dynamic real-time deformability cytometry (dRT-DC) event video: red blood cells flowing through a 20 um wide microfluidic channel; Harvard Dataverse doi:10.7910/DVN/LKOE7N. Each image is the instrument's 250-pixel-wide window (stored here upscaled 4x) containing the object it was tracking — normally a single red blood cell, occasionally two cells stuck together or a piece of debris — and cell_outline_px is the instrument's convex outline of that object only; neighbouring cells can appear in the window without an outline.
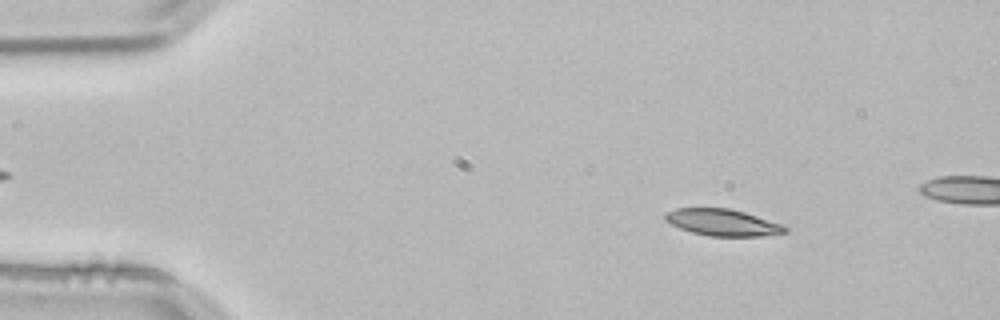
{"species": "common noctule bat (a hibernating species)", "species_latin": "Nyctalus noctula", "temperature_condition": "room temperature", "stored_images_in_passage": 53, "camera_frame_rate_fps": 3000, "um_per_image_px": 0.085, "animal": {"sex": "male", "body_mass_g": 21.5, "forearm_length_mm": 52.0}, "frame": {"image": 1, "passage_image": 7, "time_ms": 2.0, "image_size_px": [1000, 320], "cell_outline_px": [[788, 232], [760, 236], [708, 236], [692, 232], [680, 228], [664, 220], [664, 212], [676, 208], [728, 208], [744, 212], [784, 224], [788, 228]], "centroid_in_image_um": [61.42, 18.9], "position_along_channel_um": 23.6, "area_um2": 18.73}}
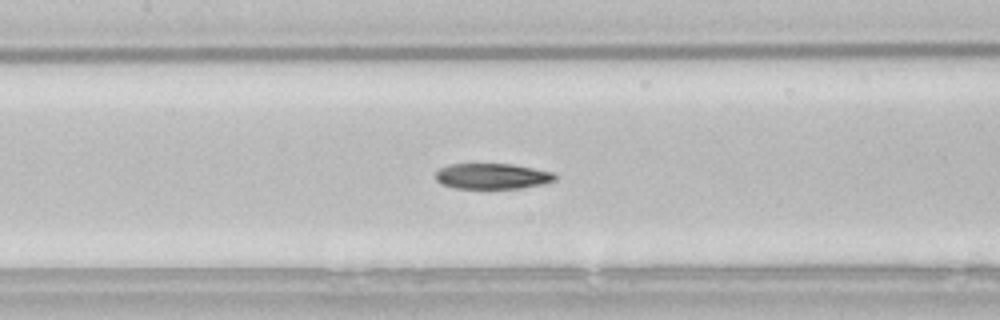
{"frame": {"image": 2, "passage_image": 24, "time_ms": 7.667, "image_size_px": [1000, 320], "cell_outline_px": [[556, 180], [540, 184], [520, 188], [452, 188], [440, 184], [436, 180], [436, 172], [440, 168], [448, 164], [512, 164], [552, 172], [556, 176]], "centroid_in_image_um": [41.79, 14.97], "position_along_channel_um": 165.6, "area_um2": 17.74}}
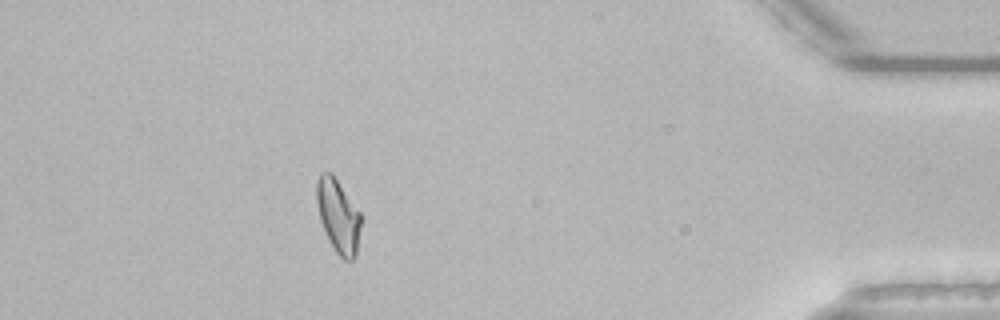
{"frame": {"image": 3, "passage_image": 47, "time_ms": 15.333, "image_size_px": [1000, 320], "cell_outline_px": [[360, 224], [356, 256], [352, 260], [344, 260], [336, 252], [320, 220], [316, 200], [316, 180], [320, 172], [332, 172], [360, 212]], "centroid_in_image_um": [28.73, 18.3], "position_along_channel_um": 406.5, "area_um2": 18.73}, "authors_computed_cell_mechanics": {"area_um2": 18.9006, "velocity_mm_per_s": 3.8253, "shape_relaxation_time_tau1_ms": 7.2076, "shape_relaxation_time_tau2_ms": 5.274, "deformation_change_tau1": 0.1922, "deformation_change_tau2": 0.1292}}